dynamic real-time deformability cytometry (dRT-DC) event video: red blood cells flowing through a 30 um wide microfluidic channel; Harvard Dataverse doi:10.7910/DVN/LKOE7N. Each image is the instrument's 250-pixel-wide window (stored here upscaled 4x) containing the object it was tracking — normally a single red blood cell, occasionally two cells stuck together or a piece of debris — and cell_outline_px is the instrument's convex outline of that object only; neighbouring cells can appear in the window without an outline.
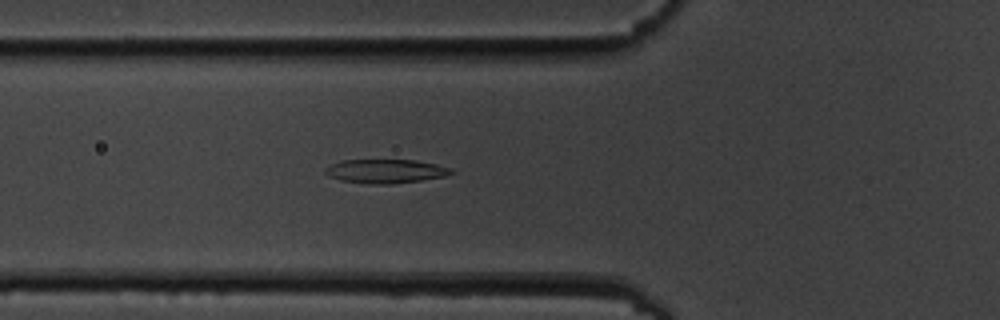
{"species": "common noctule bat (a hibernating species)", "species_latin": "Nyctalus noctula", "temperature_condition": "cold", "stored_images_in_passage": 55, "camera_frame_rate_fps": 3000, "um_per_image_px": 0.085, "animal": {"sex": "male", "body_mass_g": 19.5, "forearm_length_mm": 54.6}, "frame": {"image": 1, "passage_image": 20, "time_ms": 6.333, "image_size_px": [1000, 320], "cell_outline_px": [[456, 172], [444, 176], [420, 180], [392, 184], [368, 184], [340, 180], [328, 176], [324, 172], [324, 168], [332, 164], [344, 160], [416, 160], [436, 164], [452, 168]], "centroid_in_image_um": [32.77, 14.55], "position_along_channel_um": 93.0, "area_um2": 17.57}}
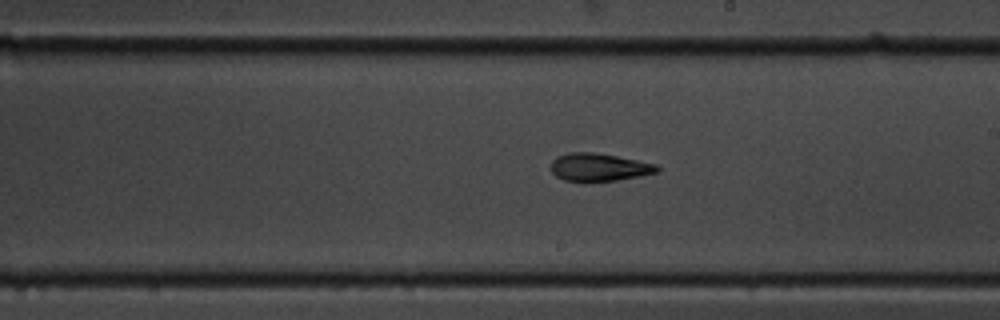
{"frame": {"image": 2, "passage_image": 32, "time_ms": 10.333, "image_size_px": [1000, 320], "cell_outline_px": [[660, 172], [640, 176], [616, 180], [584, 184], [564, 180], [556, 176], [552, 172], [552, 160], [556, 156], [568, 152], [592, 152], [616, 156], [656, 164], [660, 168]], "centroid_in_image_um": [50.89, 14.24], "position_along_channel_um": 238.1, "area_um2": 17.69}}
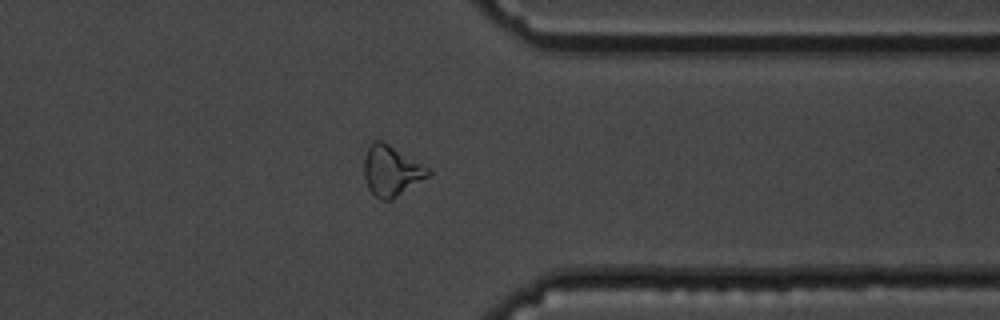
{"frame": {"image": 3, "passage_image": 44, "time_ms": 14.333, "image_size_px": [1000, 320], "cell_outline_px": [[432, 172], [428, 176], [392, 200], [380, 200], [368, 188], [364, 176], [364, 156], [372, 140], [384, 140], [432, 168]], "centroid_in_image_um": [33.29, 14.48], "position_along_channel_um": 378.1, "area_um2": 19.25}, "authors_computed_cell_mechanics": {"area_um2": 18.6694, "velocity_mm_per_s": 3.6114, "shape_relaxation_time_tau1_ms": 5.9576, "shape_relaxation_time_tau2_ms": 5.6957, "deformation_change_tau1": 0.1647, "deformation_change_tau2": 0.1434}}